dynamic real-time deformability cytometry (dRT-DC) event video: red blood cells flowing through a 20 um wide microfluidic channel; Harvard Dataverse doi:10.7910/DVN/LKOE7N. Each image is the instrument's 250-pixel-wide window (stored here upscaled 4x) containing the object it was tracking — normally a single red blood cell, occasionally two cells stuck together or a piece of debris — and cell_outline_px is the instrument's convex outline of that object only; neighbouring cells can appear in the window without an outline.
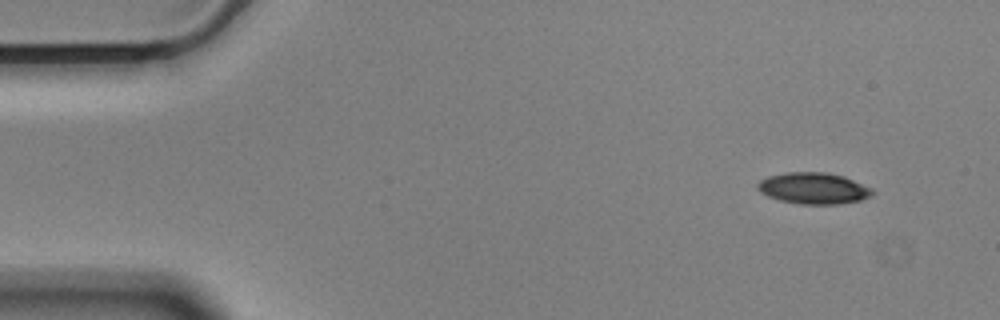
{"species": "Egyptian fruit bat (a non-hibernating species)", "species_latin": "Rousettus aegyptiacus", "temperature_condition": "cold", "stored_images_in_passage": 51, "camera_frame_rate_fps": 3000, "um_per_image_px": 0.085, "animal": {"sex": "male"}, "frame": {"image": 1, "passage_image": 1, "time_ms": 0.0, "image_size_px": [1000, 320], "cell_outline_px": [[876, 192], [872, 196], [860, 200], [840, 204], [800, 204], [780, 200], [768, 196], [760, 192], [756, 188], [756, 184], [760, 180], [768, 176], [788, 172], [828, 172], [844, 176], [872, 188]], "centroid_in_image_um": [69.16, 16.0], "position_along_channel_um": 15.8, "area_um2": 21.15}}
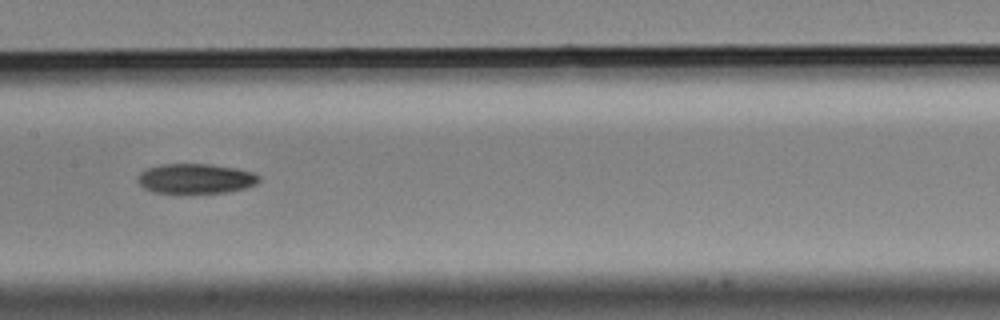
{"frame": {"image": 2, "passage_image": 24, "time_ms": 7.667, "image_size_px": [1000, 320], "cell_outline_px": [[260, 180], [256, 184], [248, 188], [228, 192], [192, 196], [180, 196], [152, 192], [144, 188], [136, 180], [140, 172], [148, 168], [160, 164], [208, 164], [236, 168], [252, 172], [260, 176]], "centroid_in_image_um": [16.61, 15.25], "position_along_channel_um": 190.8, "area_um2": 22.31}}
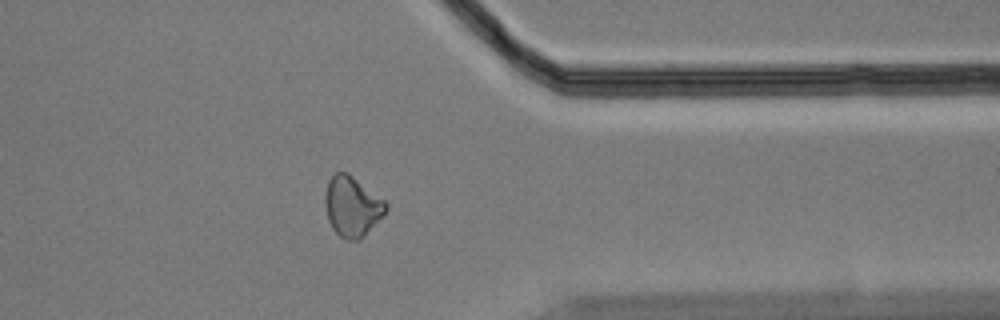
{"frame": {"image": 3, "passage_image": 41, "time_ms": 13.333, "image_size_px": [1000, 320], "cell_outline_px": [[388, 208], [384, 216], [360, 240], [344, 240], [332, 228], [328, 220], [324, 204], [324, 196], [328, 180], [336, 172], [348, 172], [384, 200], [388, 204]], "centroid_in_image_um": [29.93, 17.56], "position_along_channel_um": 381.5, "area_um2": 21.56}}